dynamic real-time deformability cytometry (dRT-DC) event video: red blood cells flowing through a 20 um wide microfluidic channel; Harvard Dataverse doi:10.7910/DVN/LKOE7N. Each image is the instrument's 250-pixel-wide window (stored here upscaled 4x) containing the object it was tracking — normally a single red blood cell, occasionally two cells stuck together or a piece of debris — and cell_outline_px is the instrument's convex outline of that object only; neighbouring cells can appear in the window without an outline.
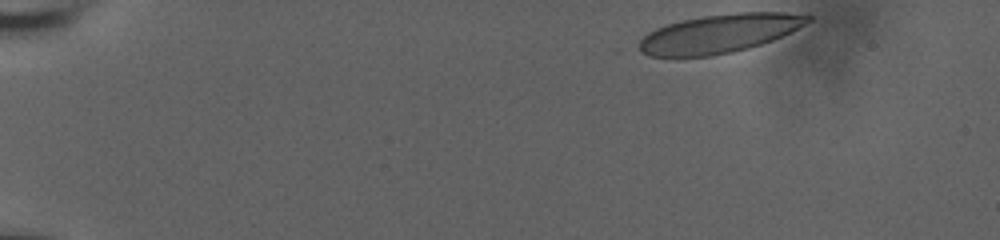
{"species": "human", "species_latin": "Homo sapiens", "temperature_condition": "room temperature", "stored_images_in_passage": 17, "camera_frame_rate_fps": 3000, "um_per_image_px": 0.085, "donor": {"sex": "male"}, "frame": {"image": 1, "passage_image": 1, "time_ms": 0.0, "image_size_px": [1000, 240], "cell_outline_px": [[812, 20], [772, 40], [748, 48], [732, 52], [712, 56], [648, 56], [640, 52], [640, 40], [648, 32], [656, 28], [680, 20], [704, 16], [736, 12], [808, 12], [812, 16]], "centroid_in_image_um": [61.18, 2.83], "position_along_channel_um": 23.8, "area_um2": 37.92}}
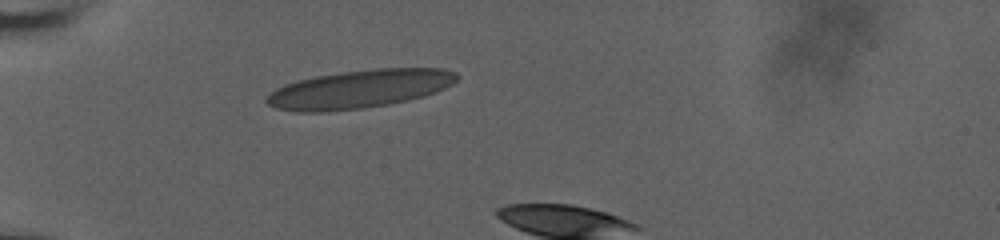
{"frame": {"image": 2, "passage_image": 12, "time_ms": 3.667, "image_size_px": [1000, 240], "cell_outline_px": [[460, 76], [452, 84], [436, 92], [424, 96], [408, 100], [388, 104], [360, 108], [324, 112], [296, 112], [276, 108], [268, 104], [264, 100], [276, 88], [284, 84], [296, 80], [316, 76], [344, 72], [376, 68], [444, 68], [456, 72]], "centroid_in_image_um": [30.57, 7.56], "position_along_channel_um": 54.4, "area_um2": 42.43}}